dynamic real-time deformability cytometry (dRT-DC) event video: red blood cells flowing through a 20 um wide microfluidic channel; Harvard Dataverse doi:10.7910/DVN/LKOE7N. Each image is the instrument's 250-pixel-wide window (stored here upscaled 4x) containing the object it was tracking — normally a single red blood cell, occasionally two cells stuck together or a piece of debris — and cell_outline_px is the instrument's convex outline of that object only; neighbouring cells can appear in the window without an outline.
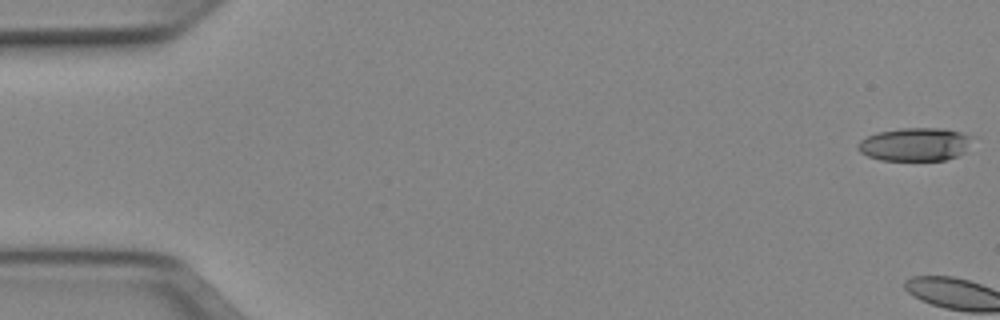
{"species": "Egyptian fruit bat (a non-hibernating species)", "species_latin": "Rousettus aegyptiacus", "temperature_condition": "cold", "stored_images_in_passage": 4, "camera_frame_rate_fps": 3000, "um_per_image_px": 0.085, "animal": {"sex": "female"}, "frame": {"image": 1, "passage_image": 1, "time_ms": 0.0, "image_size_px": [1000, 320], "cell_outline_px": [[972, 136], [964, 152], [956, 156], [944, 160], [880, 160], [868, 156], [860, 152], [856, 148], [856, 144], [860, 140], [868, 136], [880, 132], [900, 128], [944, 128], [960, 132]], "centroid_in_image_um": [77.74, 12.27], "position_along_channel_um": 7.3, "area_um2": 22.02}}